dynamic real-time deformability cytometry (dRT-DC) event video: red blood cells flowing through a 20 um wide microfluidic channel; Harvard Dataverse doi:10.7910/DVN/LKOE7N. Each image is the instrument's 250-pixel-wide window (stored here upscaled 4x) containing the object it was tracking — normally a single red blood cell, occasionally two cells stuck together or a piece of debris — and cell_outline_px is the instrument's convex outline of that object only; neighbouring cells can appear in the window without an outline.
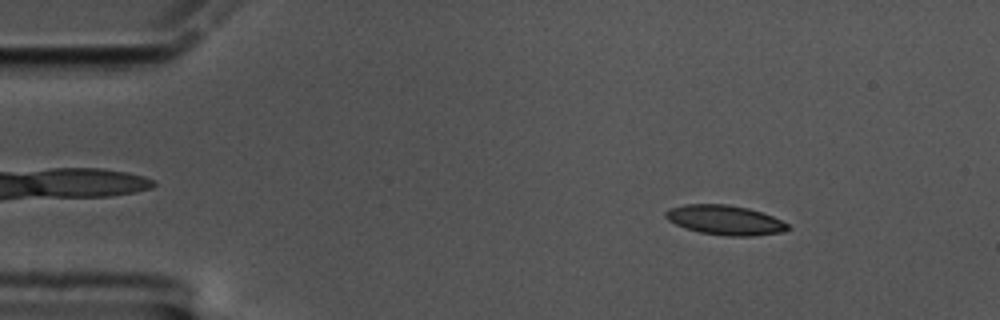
{"species": "common noctule bat (a hibernating species)", "species_latin": "Nyctalus noctula", "temperature_condition": "cold", "stored_images_in_passage": 59, "camera_frame_rate_fps": 3000, "um_per_image_px": 0.085, "animal": {"sex": "male", "body_mass_g": 17.5, "forearm_length_mm": 52.3}, "frame": {"image": 1, "passage_image": 8, "time_ms": 2.333, "image_size_px": [1000, 320], "cell_outline_px": [[792, 228], [784, 232], [752, 236], [724, 236], [700, 232], [684, 228], [668, 220], [664, 216], [664, 212], [668, 208], [684, 204], [724, 204], [748, 208], [772, 216], [788, 224]], "centroid_in_image_um": [61.61, 18.71], "position_along_channel_um": 23.4, "area_um2": 21.21}}
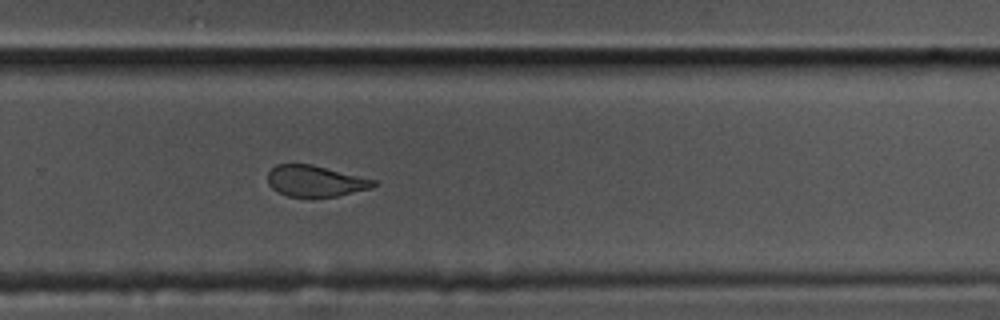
{"frame": {"image": 2, "passage_image": 39, "time_ms": 12.667, "image_size_px": [1000, 320], "cell_outline_px": [[376, 184], [372, 188], [336, 196], [288, 196], [272, 188], [268, 184], [268, 172], [276, 164], [312, 164], [376, 180]], "centroid_in_image_um": [26.8, 15.37], "position_along_channel_um": 303.0, "area_um2": 18.96}}
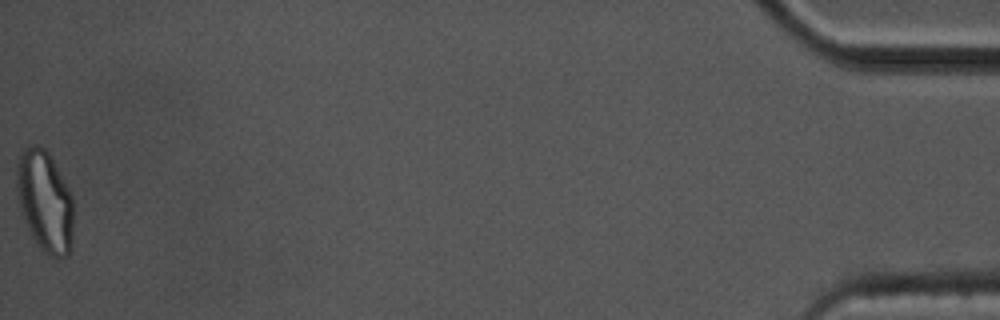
{"frame": {"image": 3, "passage_image": 59, "time_ms": 19.333, "image_size_px": [1000, 320], "cell_outline_px": [[72, 248], [68, 256], [52, 256], [44, 252], [40, 248], [32, 236], [28, 228], [20, 208], [16, 192], [16, 172], [20, 156], [24, 148], [28, 144], [36, 144], [44, 148], [48, 152], [68, 188], [72, 196]], "centroid_in_image_um": [3.8, 17.1], "position_along_channel_um": 431.4, "area_um2": 33.29}, "authors_computed_cell_mechanics": {"area_um2": 21.2704, "velocity_mm_per_s": 3.406, "shape_relaxation_time_tau1_ms": 8.2363, "shape_relaxation_time_tau2_ms": 2.2498, "deformation_change_tau1": 0.1755, "deformation_change_tau2": 0.0825}}